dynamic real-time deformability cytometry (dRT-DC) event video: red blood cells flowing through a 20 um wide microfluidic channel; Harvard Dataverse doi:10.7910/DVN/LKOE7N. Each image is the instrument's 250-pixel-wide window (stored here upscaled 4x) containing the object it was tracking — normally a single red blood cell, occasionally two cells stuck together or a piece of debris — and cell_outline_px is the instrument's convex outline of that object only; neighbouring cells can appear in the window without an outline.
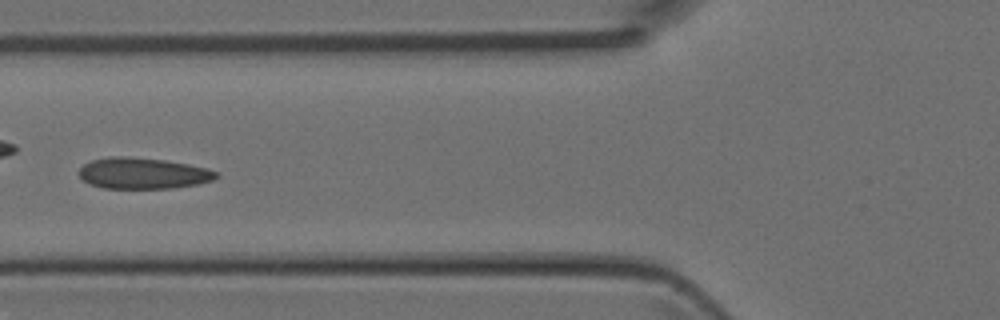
{"species": "Egyptian fruit bat (a non-hibernating species)", "species_latin": "Rousettus aegyptiacus", "temperature_condition": "room temperature", "stored_images_in_passage": 8, "camera_frame_rate_fps": 3000, "um_per_image_px": 0.085, "animal": {"sex": "female"}, "frame": {"image": 1, "passage_image": 6, "time_ms": 1.667, "image_size_px": [1000, 320], "cell_outline_px": [[220, 176], [212, 180], [200, 184], [172, 188], [104, 188], [88, 184], [76, 172], [84, 164], [92, 160], [108, 156], [124, 156], [164, 160], [188, 164], [208, 168], [220, 172]], "centroid_in_image_um": [12.17, 14.73], "position_along_channel_um": 113.6, "area_um2": 25.14}}
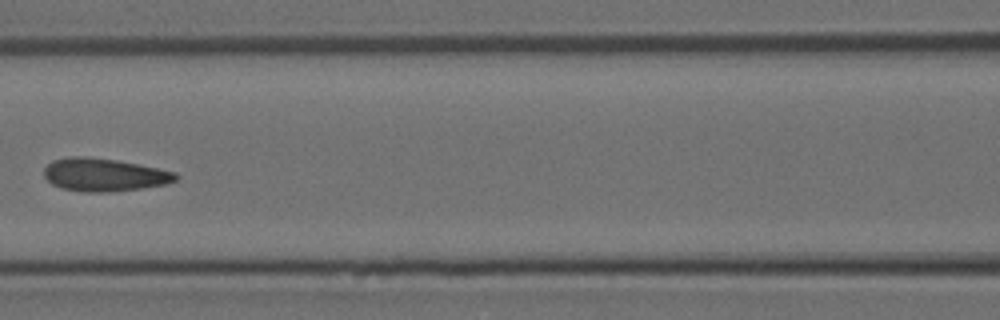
{"frame": {"image": 2, "passage_image": 7, "time_ms": 2.0, "image_size_px": [1000, 320], "cell_outline_px": [[180, 176], [176, 180], [168, 184], [140, 188], [108, 192], [84, 192], [60, 188], [52, 184], [44, 176], [44, 168], [52, 160], [72, 156], [84, 156], [116, 160], [176, 172]], "centroid_in_image_um": [8.84, 14.86], "position_along_channel_um": 157.8, "area_um2": 25.26}}
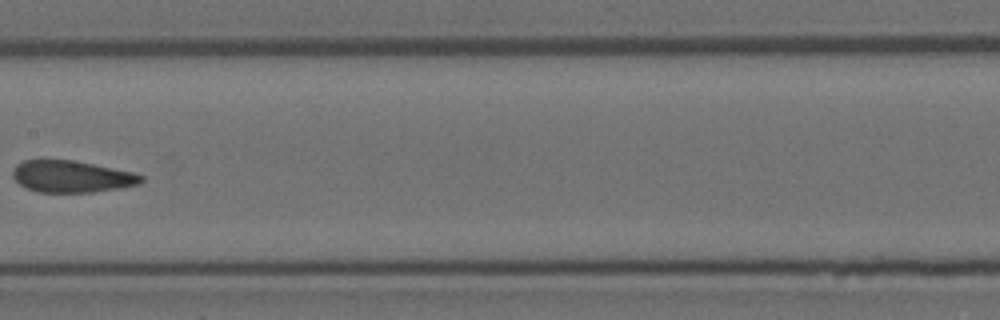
{"frame": {"image": 3, "passage_image": 8, "time_ms": 2.333, "image_size_px": [1000, 320], "cell_outline_px": [[144, 180], [140, 184], [120, 188], [92, 192], [36, 192], [20, 184], [12, 176], [12, 168], [16, 164], [24, 160], [72, 160], [132, 172], [144, 176]], "centroid_in_image_um": [6.08, 15.01], "position_along_channel_um": 201.3, "area_um2": 23.7}}